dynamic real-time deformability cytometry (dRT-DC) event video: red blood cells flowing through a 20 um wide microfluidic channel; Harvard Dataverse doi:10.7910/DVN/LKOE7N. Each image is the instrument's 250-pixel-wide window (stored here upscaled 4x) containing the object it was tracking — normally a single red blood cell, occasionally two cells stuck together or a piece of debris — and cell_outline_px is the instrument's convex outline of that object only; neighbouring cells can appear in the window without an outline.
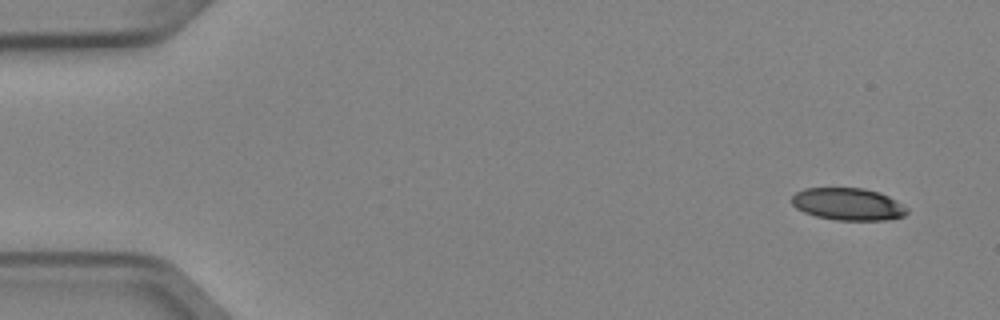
{"species": "Egyptian fruit bat (a non-hibernating species)", "species_latin": "Rousettus aegyptiacus", "temperature_condition": "cold", "stored_images_in_passage": 6, "camera_frame_rate_fps": 3000, "um_per_image_px": 0.085, "animal": {"sex": "female"}, "frame": {"image": 1, "passage_image": 1, "time_ms": 0.0, "image_size_px": [1000, 320], "cell_outline_px": [[908, 212], [904, 216], [884, 220], [836, 220], [816, 216], [804, 212], [796, 208], [792, 204], [792, 196], [796, 192], [804, 188], [864, 188], [880, 192], [888, 196], [908, 208]], "centroid_in_image_um": [72.08, 17.35], "position_along_channel_um": 12.9, "area_um2": 21.68}}
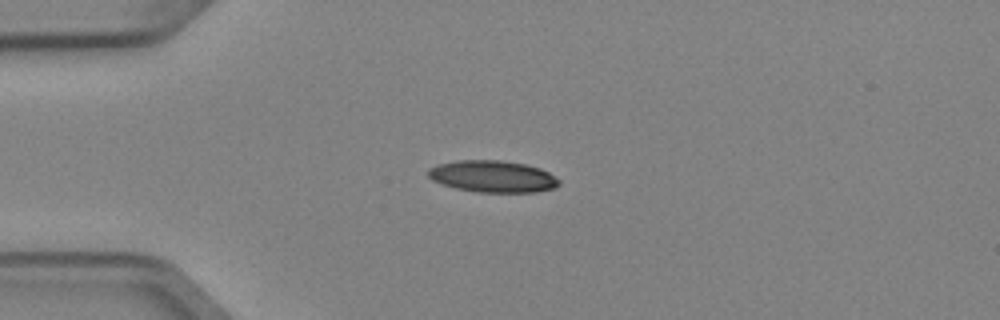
{"frame": {"image": 2, "passage_image": 4, "time_ms": 1.0, "image_size_px": [1000, 320], "cell_outline_px": [[560, 184], [556, 188], [536, 192], [476, 192], [456, 188], [432, 180], [428, 176], [428, 168], [440, 164], [456, 160], [500, 160], [524, 164], [540, 168], [548, 172], [560, 180]], "centroid_in_image_um": [41.9, 15.0], "position_along_channel_um": 43.1, "area_um2": 24.22}}
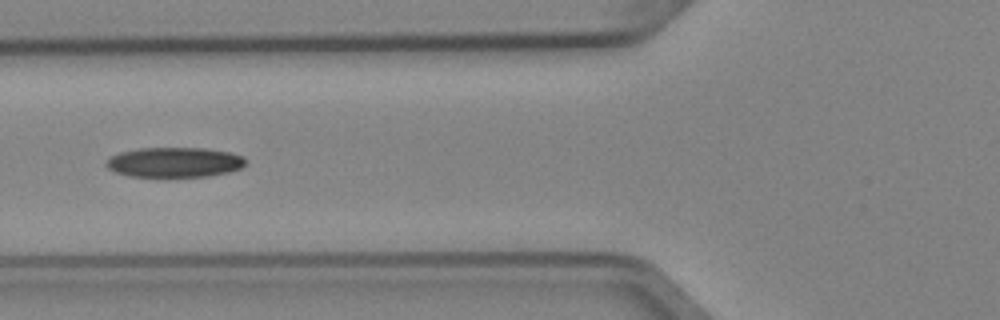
{"frame": {"image": 3, "passage_image": 6, "time_ms": 1.667, "image_size_px": [1000, 320], "cell_outline_px": [[244, 164], [240, 168], [228, 172], [208, 176], [132, 176], [116, 172], [108, 168], [104, 164], [112, 156], [120, 152], [140, 148], [204, 148], [228, 152], [244, 156]], "centroid_in_image_um": [14.82, 13.78], "position_along_channel_um": 111.0, "area_um2": 23.99}}